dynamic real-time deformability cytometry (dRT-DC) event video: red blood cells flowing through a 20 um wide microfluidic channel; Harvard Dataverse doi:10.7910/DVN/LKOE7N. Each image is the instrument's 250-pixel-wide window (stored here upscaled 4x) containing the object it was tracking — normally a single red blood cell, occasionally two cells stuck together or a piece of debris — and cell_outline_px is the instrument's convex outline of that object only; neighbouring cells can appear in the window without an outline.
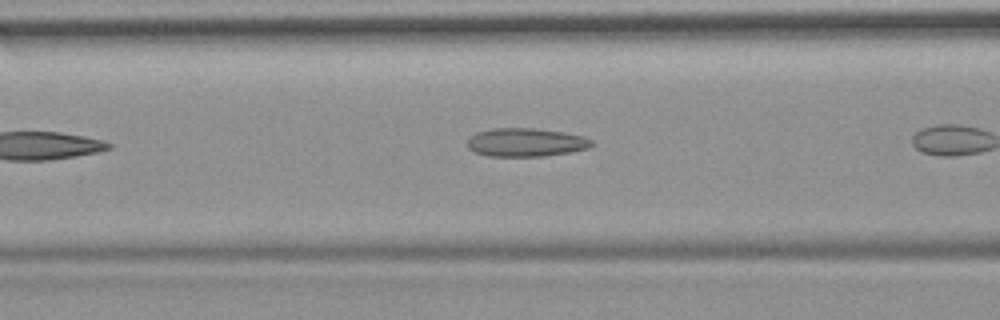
{"species": "common noctule bat (a hibernating species)", "species_latin": "Nyctalus noctula", "temperature_condition": "room temperature", "stored_images_in_passage": 8, "camera_frame_rate_fps": 3000, "um_per_image_px": 0.085, "animal": {"sex": "female", "body_mass_g": 19.9}, "frame": {"image": 1, "passage_image": 7, "time_ms": 2.0, "image_size_px": [1000, 320], "cell_outline_px": [[592, 144], [588, 148], [568, 152], [544, 156], [488, 156], [476, 152], [468, 148], [468, 140], [476, 132], [496, 128], [532, 128], [564, 132], [584, 136], [592, 140]], "centroid_in_image_um": [44.7, 12.1], "position_along_channel_um": 121.9, "area_um2": 20.4}}